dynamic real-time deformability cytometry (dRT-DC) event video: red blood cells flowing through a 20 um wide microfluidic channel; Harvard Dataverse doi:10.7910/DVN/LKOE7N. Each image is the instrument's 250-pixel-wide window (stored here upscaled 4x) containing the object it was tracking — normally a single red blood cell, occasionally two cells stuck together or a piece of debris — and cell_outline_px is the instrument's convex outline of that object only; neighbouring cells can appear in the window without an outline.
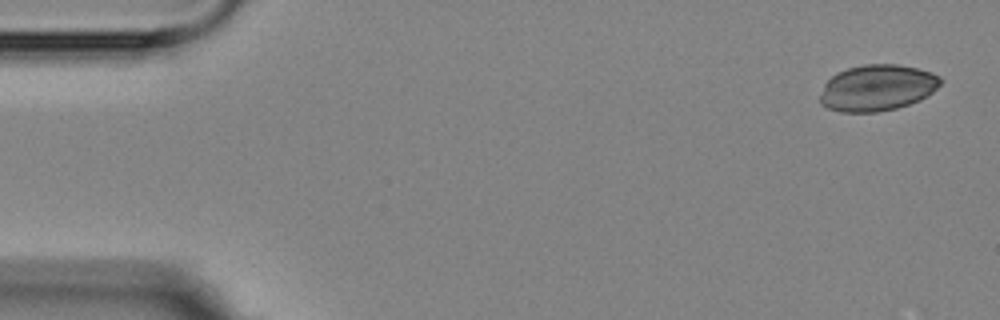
{"species": "Egyptian fruit bat (a non-hibernating species)", "species_latin": "Rousettus aegyptiacus", "temperature_condition": "room temperature", "stored_images_in_passage": 6, "camera_frame_rate_fps": 3000, "um_per_image_px": 0.085, "animal": {"sex": "female"}, "frame": {"image": 1, "passage_image": 1, "time_ms": 0.0, "image_size_px": [1000, 320], "cell_outline_px": [[944, 80], [932, 92], [920, 100], [896, 108], [876, 112], [840, 112], [828, 108], [820, 104], [820, 96], [824, 84], [836, 72], [848, 68], [864, 64], [896, 64], [916, 68], [932, 72], [940, 76]], "centroid_in_image_um": [74.56, 7.46], "position_along_channel_um": 10.4, "area_um2": 32.48}}
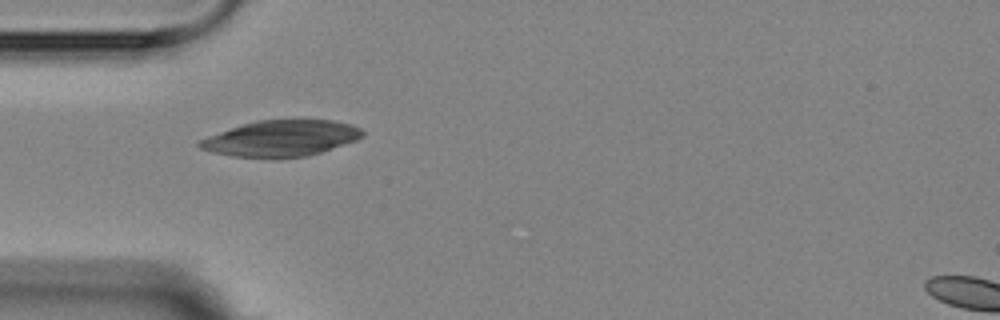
{"frame": {"image": 2, "passage_image": 5, "time_ms": 4.667, "image_size_px": [1000, 320], "cell_outline_px": [[364, 136], [356, 140], [308, 156], [232, 156], [212, 152], [200, 148], [196, 144], [200, 140], [208, 136], [256, 120], [332, 120], [352, 124], [360, 128], [364, 132]], "centroid_in_image_um": [23.92, 11.73], "position_along_channel_um": 61.1, "area_um2": 33.41}}
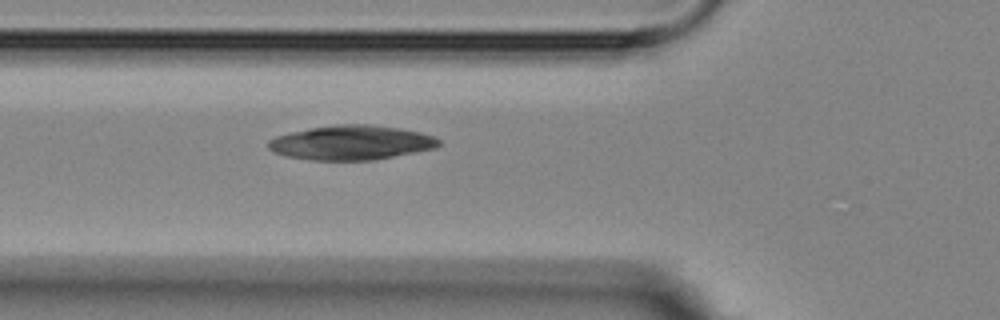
{"frame": {"image": 3, "passage_image": 6, "time_ms": 5.667, "image_size_px": [1000, 320], "cell_outline_px": [[440, 144], [436, 148], [376, 160], [308, 160], [284, 156], [272, 152], [268, 148], [268, 140], [276, 136], [292, 132], [312, 128], [336, 124], [368, 124], [400, 128], [420, 132], [436, 136], [440, 140]], "centroid_in_image_um": [29.87, 12.13], "position_along_channel_um": 95.9, "area_um2": 34.51}}